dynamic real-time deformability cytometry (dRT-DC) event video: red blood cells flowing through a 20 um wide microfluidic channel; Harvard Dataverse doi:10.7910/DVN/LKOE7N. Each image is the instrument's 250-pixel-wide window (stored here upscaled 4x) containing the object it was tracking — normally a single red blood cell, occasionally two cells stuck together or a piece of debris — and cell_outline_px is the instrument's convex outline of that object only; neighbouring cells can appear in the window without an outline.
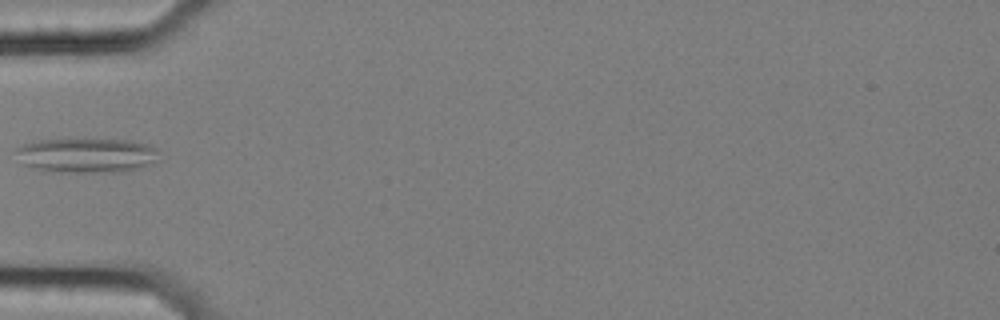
{"species": "common noctule bat (a hibernating species)", "species_latin": "Nyctalus noctula", "temperature_condition": "cold", "stored_images_in_passage": 3, "camera_frame_rate_fps": 3000, "um_per_image_px": 0.085, "animal": {"sex": "female", "body_mass_g": 25.1}, "frame": {"image": 1, "passage_image": 1, "time_ms": 0.0, "image_size_px": [1000, 320], "cell_outline_px": [[156, 152], [152, 164], [140, 168], [124, 172], [44, 172], [32, 168], [24, 164], [16, 148], [24, 144], [36, 140], [132, 140], [148, 144], [156, 148]], "centroid_in_image_um": [7.36, 13.22], "position_along_channel_um": 77.6, "area_um2": 28.67}}